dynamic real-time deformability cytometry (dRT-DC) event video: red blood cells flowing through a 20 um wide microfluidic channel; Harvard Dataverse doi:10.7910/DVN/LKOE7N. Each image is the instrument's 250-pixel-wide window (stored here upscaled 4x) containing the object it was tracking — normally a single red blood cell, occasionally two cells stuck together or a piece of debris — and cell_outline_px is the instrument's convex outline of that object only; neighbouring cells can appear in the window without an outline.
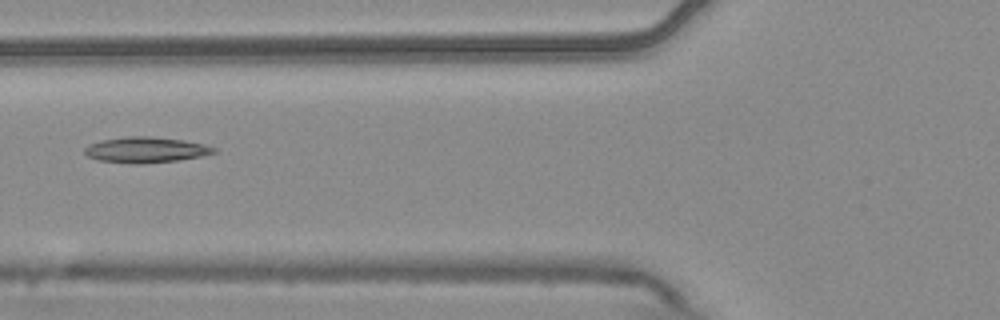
{"species": "common noctule bat (a hibernating species)", "species_latin": "Nyctalus noctula", "temperature_condition": "warm", "stored_images_in_passage": 3, "camera_frame_rate_fps": 3000, "um_per_image_px": 0.085, "animal": {"sex": "male", "body_mass_g": 20.4}, "frame": {"image": 1, "passage_image": 3, "time_ms": 0.667, "image_size_px": [1000, 320], "cell_outline_px": [[216, 152], [200, 156], [176, 160], [136, 164], [132, 164], [100, 160], [88, 156], [84, 152], [84, 148], [88, 144], [100, 140], [124, 136], [152, 136], [184, 140], [204, 144], [216, 148]], "centroid_in_image_um": [12.36, 12.72], "position_along_channel_um": 113.4, "area_um2": 19.31}}